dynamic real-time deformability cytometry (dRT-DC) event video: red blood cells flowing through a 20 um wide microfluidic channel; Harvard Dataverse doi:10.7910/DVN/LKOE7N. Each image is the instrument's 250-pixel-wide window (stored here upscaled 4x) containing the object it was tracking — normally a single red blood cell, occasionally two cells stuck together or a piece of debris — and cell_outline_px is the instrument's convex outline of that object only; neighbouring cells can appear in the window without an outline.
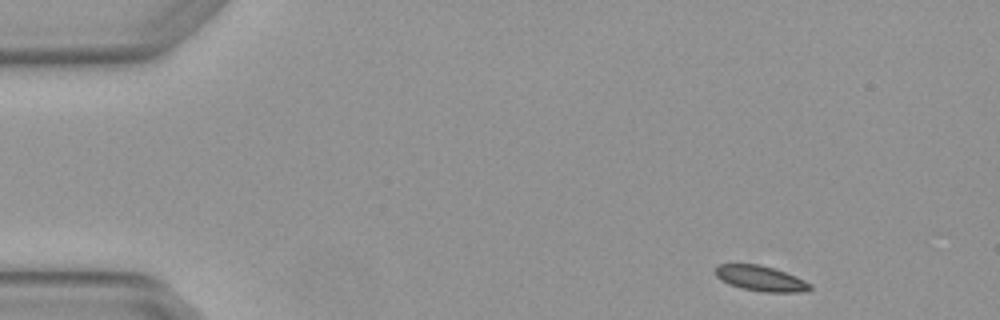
{"species": "Egyptian fruit bat (a non-hibernating species)", "species_latin": "Rousettus aegyptiacus", "temperature_condition": "warm", "stored_images_in_passage": 6, "camera_frame_rate_fps": 3000, "um_per_image_px": 0.085, "animal": {"sex": "female"}, "frame": {"image": 1, "passage_image": 1, "time_ms": 0.0, "image_size_px": [1000, 320], "cell_outline_px": [[812, 288], [800, 292], [764, 292], [740, 288], [728, 284], [716, 276], [716, 264], [760, 264], [784, 272], [804, 280], [812, 284]], "centroid_in_image_um": [64.63, 23.67], "position_along_channel_um": 20.4, "area_um2": 13.87}}
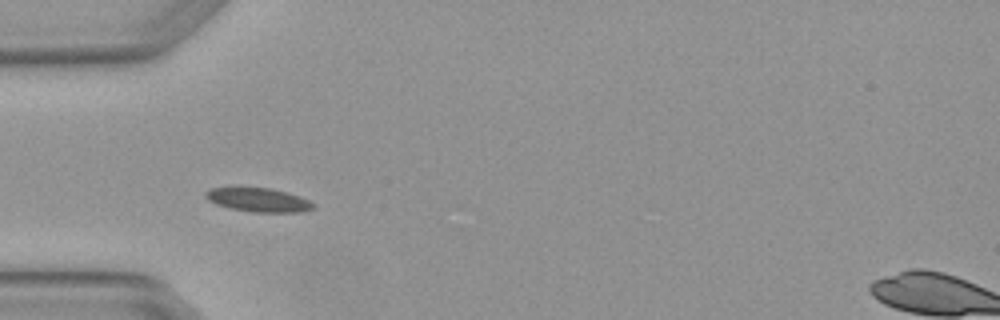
{"frame": {"image": 2, "passage_image": 4, "time_ms": 1.0, "image_size_px": [1000, 320], "cell_outline_px": [[316, 208], [300, 212], [252, 212], [228, 208], [216, 204], [208, 200], [204, 196], [204, 192], [208, 188], [236, 184], [268, 188], [284, 192], [308, 200]], "centroid_in_image_um": [21.8, 16.94], "position_along_channel_um": 63.2, "area_um2": 15.61}}
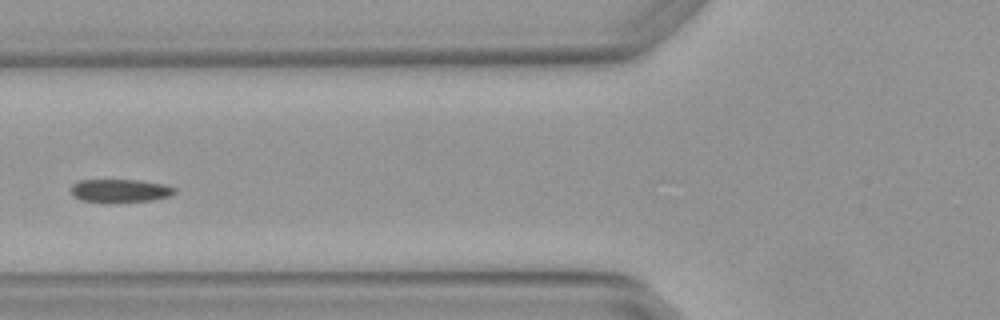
{"frame": {"image": 3, "passage_image": 5, "time_ms": 1.333, "image_size_px": [1000, 320], "cell_outline_px": [[176, 192], [168, 196], [152, 200], [112, 204], [80, 200], [72, 196], [72, 184], [80, 180], [140, 180], [164, 184], [176, 188]], "centroid_in_image_um": [10.19, 16.23], "position_along_channel_um": 115.6, "area_um2": 14.39}}